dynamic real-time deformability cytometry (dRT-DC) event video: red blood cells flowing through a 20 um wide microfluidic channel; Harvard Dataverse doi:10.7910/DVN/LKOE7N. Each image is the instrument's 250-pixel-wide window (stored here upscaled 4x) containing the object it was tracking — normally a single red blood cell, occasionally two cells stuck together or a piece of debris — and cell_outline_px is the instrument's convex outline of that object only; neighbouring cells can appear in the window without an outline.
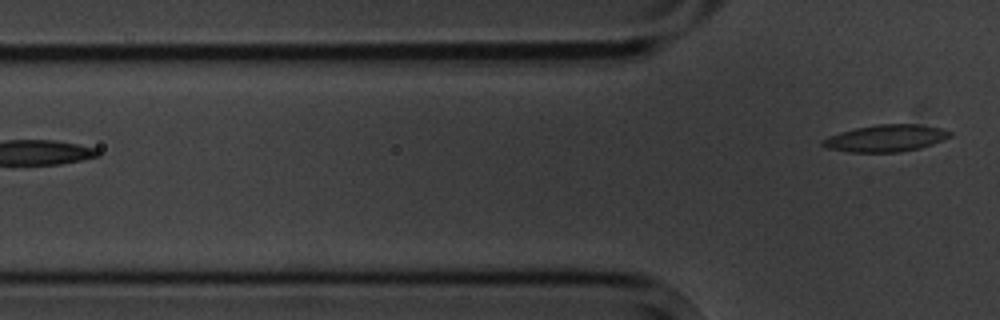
{"species": "common noctule bat (a hibernating species)", "species_latin": "Nyctalus noctula", "temperature_condition": "cold", "stored_images_in_passage": 5, "camera_frame_rate_fps": 3000, "um_per_image_px": 0.085, "animal": {"sex": "male", "body_mass_g": 20.1, "forearm_length_mm": 53.5}, "frame": {"image": 1, "passage_image": 5, "time_ms": 4.667, "image_size_px": [1000, 320], "cell_outline_px": [[952, 136], [944, 140], [920, 148], [900, 152], [848, 152], [828, 148], [820, 144], [820, 140], [828, 136], [840, 132], [856, 128], [876, 124], [920, 124], [944, 128], [952, 132]], "centroid_in_image_um": [75.32, 11.74], "position_along_channel_um": 50.5, "area_um2": 20.23}}